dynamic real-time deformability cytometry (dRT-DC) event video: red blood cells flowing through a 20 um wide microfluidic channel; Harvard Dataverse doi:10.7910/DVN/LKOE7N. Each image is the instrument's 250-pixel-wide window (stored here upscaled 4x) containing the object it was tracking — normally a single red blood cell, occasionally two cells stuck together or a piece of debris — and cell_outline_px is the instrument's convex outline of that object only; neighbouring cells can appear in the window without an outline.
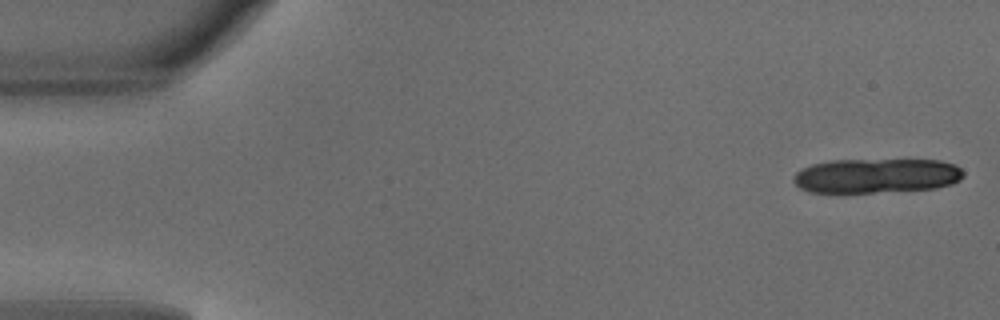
{"species": "common noctule bat (a hibernating species)", "species_latin": "Nyctalus noctula", "temperature_condition": "warm", "stored_images_in_passage": 12, "camera_frame_rate_fps": 3000, "um_per_image_px": 0.085, "animal": {"sex": "male", "body_mass_g": 18.8}, "frame": {"image": 1, "passage_image": 1, "time_ms": 0.0, "image_size_px": [1000, 320], "cell_outline_px": [[964, 176], [960, 180], [952, 184], [936, 188], [840, 196], [808, 192], [800, 188], [792, 180], [796, 172], [812, 164], [832, 160], [940, 160], [956, 164], [964, 172]], "centroid_in_image_um": [74.45, 14.99], "position_along_channel_um": 10.5, "area_um2": 35.6}}